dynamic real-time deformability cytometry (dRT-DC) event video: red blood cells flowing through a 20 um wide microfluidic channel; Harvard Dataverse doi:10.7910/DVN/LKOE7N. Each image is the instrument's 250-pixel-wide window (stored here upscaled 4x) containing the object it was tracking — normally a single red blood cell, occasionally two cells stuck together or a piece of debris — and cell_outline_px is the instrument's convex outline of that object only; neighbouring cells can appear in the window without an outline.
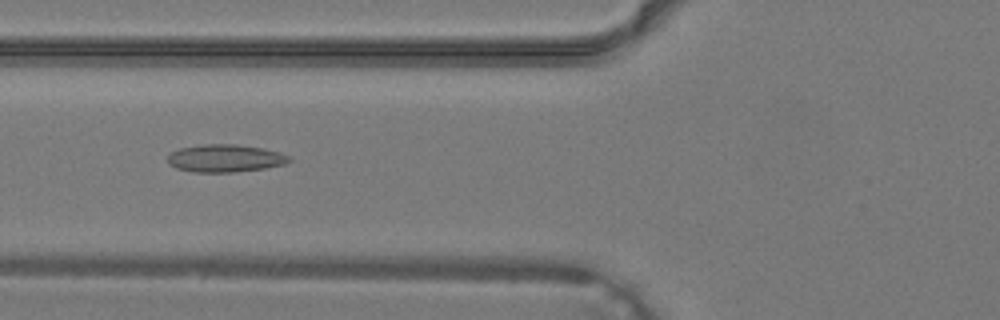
{"species": "common noctule bat (a hibernating species)", "species_latin": "Nyctalus noctula", "temperature_condition": "warm", "stored_images_in_passage": 38, "camera_frame_rate_fps": 3000, "um_per_image_px": 0.085, "animal": {"sex": "male", "body_mass_g": 19.2, "forearm_length_mm": 51.8}, "frame": {"image": 1, "passage_image": 14, "time_ms": 4.333, "image_size_px": [1000, 320], "cell_outline_px": [[292, 160], [284, 164], [264, 168], [232, 172], [192, 172], [176, 168], [168, 164], [168, 156], [172, 152], [180, 148], [204, 144], [236, 144], [264, 148], [280, 152], [288, 156]], "centroid_in_image_um": [19.13, 13.45], "position_along_channel_um": 106.7, "area_um2": 19.54}}
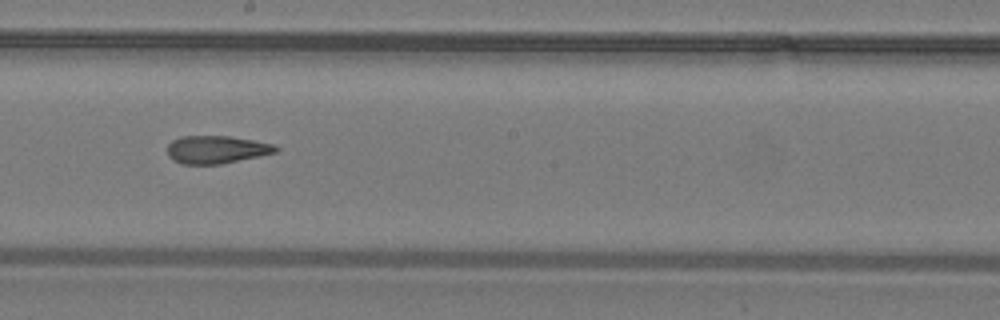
{"frame": {"image": 2, "passage_image": 21, "time_ms": 6.667, "image_size_px": [1000, 320], "cell_outline_px": [[280, 148], [276, 152], [220, 164], [180, 164], [172, 160], [168, 156], [168, 144], [172, 140], [180, 136], [228, 136], [252, 140], [272, 144]], "centroid_in_image_um": [18.34, 12.71], "position_along_channel_um": 229.9, "area_um2": 17.46}}
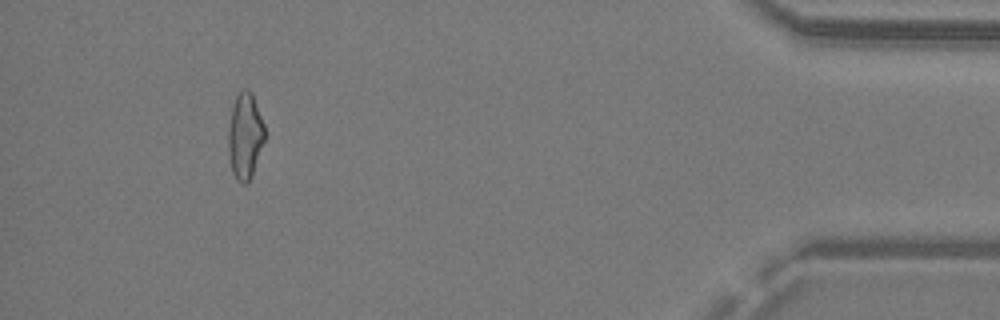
{"frame": {"image": 3, "passage_image": 35, "time_ms": 11.333, "image_size_px": [1000, 320], "cell_outline_px": [[264, 140], [252, 176], [244, 184], [236, 180], [232, 172], [228, 152], [228, 128], [232, 104], [236, 96], [244, 88], [248, 88], [252, 92], [264, 124]], "centroid_in_image_um": [20.81, 11.53], "position_along_channel_um": 414.4, "area_um2": 18.32}}